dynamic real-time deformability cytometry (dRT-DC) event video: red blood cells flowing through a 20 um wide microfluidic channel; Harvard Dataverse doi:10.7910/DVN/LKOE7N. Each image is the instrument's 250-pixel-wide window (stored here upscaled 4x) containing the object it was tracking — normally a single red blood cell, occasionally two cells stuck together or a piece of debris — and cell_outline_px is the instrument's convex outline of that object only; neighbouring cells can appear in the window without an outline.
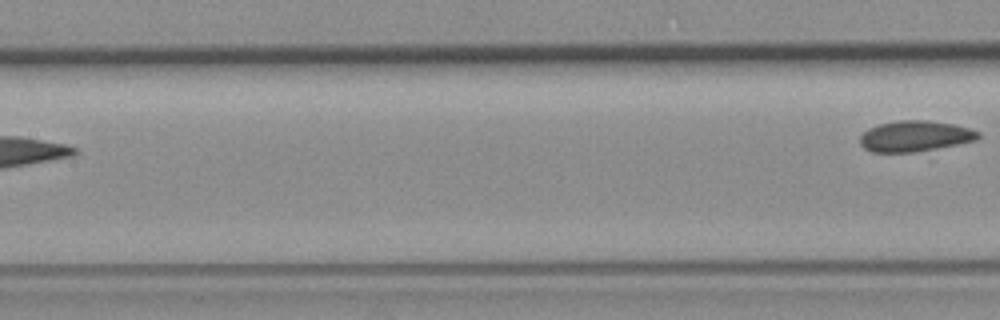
{"species": "common noctule bat (a hibernating species)", "species_latin": "Nyctalus noctula", "temperature_condition": "room temperature", "stored_images_in_passage": 5, "segment_of_instrument_passage": [2, 2], "camera_frame_rate_fps": 3000, "um_per_image_px": 0.085, "animal": {"sex": "female", "body_mass_g": 19.3, "forearm_length_mm": 54.1}, "frame": {"image": 1, "passage_image": 5, "time_ms": 4.667, "image_size_px": [1000, 320], "cell_outline_px": [[980, 136], [976, 140], [936, 148], [912, 152], [872, 152], [864, 148], [860, 144], [860, 136], [868, 128], [880, 124], [900, 120], [924, 120], [952, 124], [968, 128], [980, 132]], "centroid_in_image_um": [77.74, 11.57], "position_along_channel_um": 129.7, "area_um2": 20.92}}